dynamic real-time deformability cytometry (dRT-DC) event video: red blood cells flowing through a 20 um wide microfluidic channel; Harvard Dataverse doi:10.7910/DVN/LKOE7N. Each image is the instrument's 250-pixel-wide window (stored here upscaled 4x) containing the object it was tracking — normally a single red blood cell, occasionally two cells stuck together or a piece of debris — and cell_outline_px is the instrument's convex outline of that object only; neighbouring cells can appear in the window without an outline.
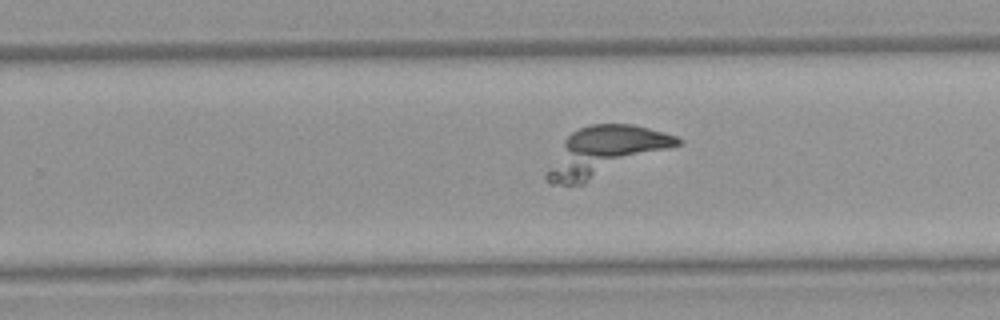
{"species": "Egyptian fruit bat (a non-hibernating species)", "species_latin": "Rousettus aegyptiacus", "temperature_condition": "warm", "stored_images_in_passage": 55, "segment_of_instrument_passage": [2, 2], "camera_frame_rate_fps": 3000, "um_per_image_px": 0.085, "animal": {"sex": "female"}, "frame": {"image": 1, "passage_image": 34, "time_ms": 11.0, "image_size_px": [1000, 320], "cell_outline_px": [[684, 140], [680, 144], [584, 184], [548, 184], [544, 176], [564, 140], [572, 132], [580, 128], [592, 124], [632, 124], [664, 132], [676, 136]], "centroid_in_image_um": [51.42, 12.88], "position_along_channel_um": 278.4, "area_um2": 36.76}}
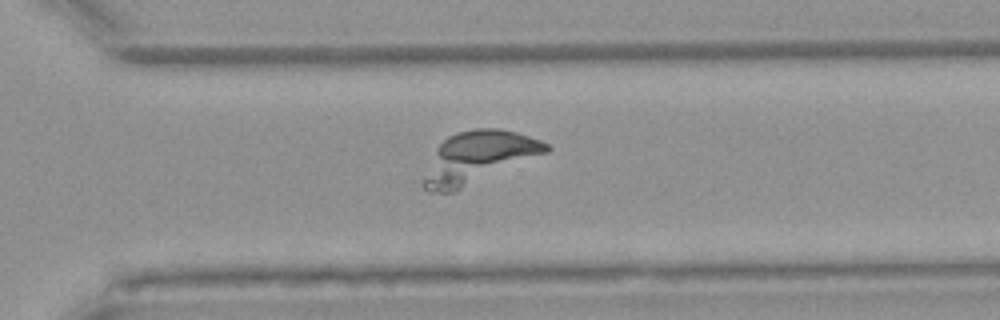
{"frame": {"image": 2, "passage_image": 38, "time_ms": 12.333, "image_size_px": [1000, 320], "cell_outline_px": [[552, 148], [548, 152], [456, 192], [428, 192], [420, 184], [420, 180], [436, 148], [448, 136], [456, 132], [476, 128], [500, 128], [516, 132], [540, 140], [548, 144]], "centroid_in_image_um": [40.61, 13.4], "position_along_channel_um": 330.0, "area_um2": 37.34}}
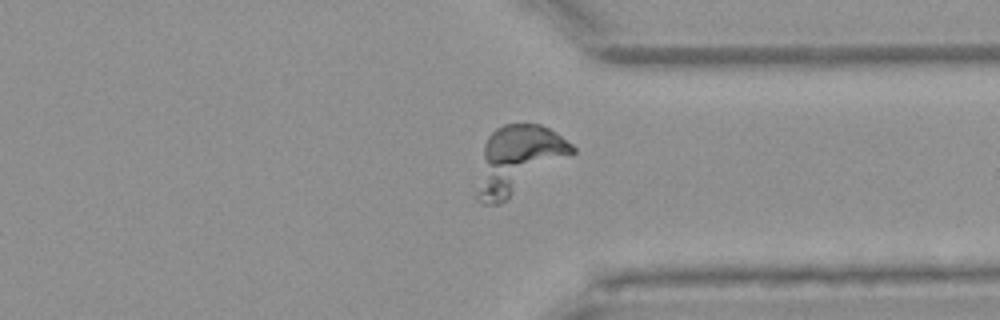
{"frame": {"image": 3, "passage_image": 41, "time_ms": 13.333, "image_size_px": [1000, 320], "cell_outline_px": [[576, 152], [572, 156], [508, 200], [500, 204], [480, 204], [476, 200], [476, 192], [484, 144], [488, 136], [496, 128], [504, 124], [540, 124], [556, 132], [572, 144], [576, 148]], "centroid_in_image_um": [44.06, 13.6], "position_along_channel_um": 367.3, "area_um2": 37.86}}